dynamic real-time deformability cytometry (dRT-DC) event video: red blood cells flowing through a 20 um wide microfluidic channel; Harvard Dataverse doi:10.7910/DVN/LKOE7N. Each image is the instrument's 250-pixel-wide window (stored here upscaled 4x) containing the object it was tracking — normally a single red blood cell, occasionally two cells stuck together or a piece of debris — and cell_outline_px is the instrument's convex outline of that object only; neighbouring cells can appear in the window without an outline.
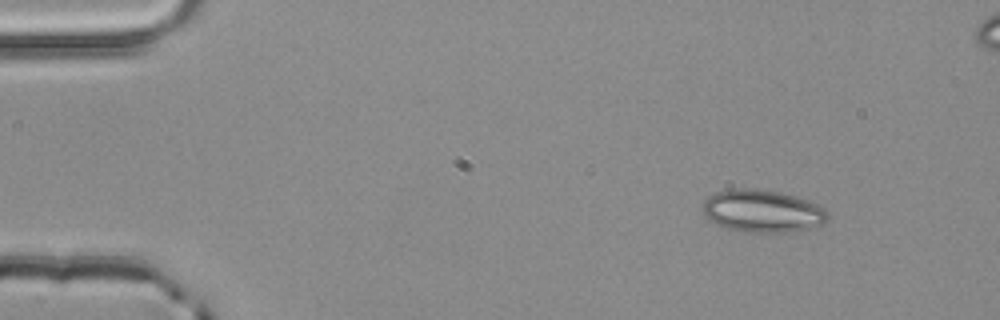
{"species": "common noctule bat (a hibernating species)", "species_latin": "Nyctalus noctula", "temperature_condition": "room temperature", "stored_images_in_passage": 3, "camera_frame_rate_fps": 3000, "um_per_image_px": 0.085, "animal": {"sex": "male", "body_mass_g": 20.4}, "frame": {"image": 1, "passage_image": 1, "time_ms": 0.0, "image_size_px": [1000, 320], "cell_outline_px": [[828, 220], [820, 224], [808, 228], [784, 232], [744, 232], [728, 228], [716, 224], [708, 220], [704, 216], [704, 200], [708, 196], [716, 192], [736, 188], [756, 188], [780, 192], [796, 196], [816, 204], [824, 208], [828, 212]], "centroid_in_image_um": [64.78, 17.93], "position_along_channel_um": 20.2, "area_um2": 30.87}}